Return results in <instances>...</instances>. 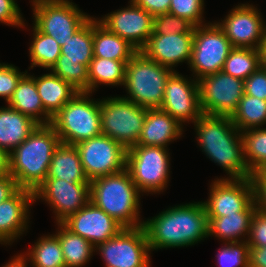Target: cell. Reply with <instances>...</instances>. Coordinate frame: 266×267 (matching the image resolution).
Masks as SVG:
<instances>
[{
  "label": "cell",
  "mask_w": 266,
  "mask_h": 267,
  "mask_svg": "<svg viewBox=\"0 0 266 267\" xmlns=\"http://www.w3.org/2000/svg\"><path fill=\"white\" fill-rule=\"evenodd\" d=\"M128 3V7L110 12L97 20L108 31L120 36L140 51L153 32L154 16L132 0Z\"/></svg>",
  "instance_id": "18"
},
{
  "label": "cell",
  "mask_w": 266,
  "mask_h": 267,
  "mask_svg": "<svg viewBox=\"0 0 266 267\" xmlns=\"http://www.w3.org/2000/svg\"><path fill=\"white\" fill-rule=\"evenodd\" d=\"M29 262L27 258L23 255V253L15 255L11 258L9 262H7L2 267H28Z\"/></svg>",
  "instance_id": "49"
},
{
  "label": "cell",
  "mask_w": 266,
  "mask_h": 267,
  "mask_svg": "<svg viewBox=\"0 0 266 267\" xmlns=\"http://www.w3.org/2000/svg\"><path fill=\"white\" fill-rule=\"evenodd\" d=\"M169 149L135 145L126 151V169L140 193L164 192L169 183Z\"/></svg>",
  "instance_id": "7"
},
{
  "label": "cell",
  "mask_w": 266,
  "mask_h": 267,
  "mask_svg": "<svg viewBox=\"0 0 266 267\" xmlns=\"http://www.w3.org/2000/svg\"><path fill=\"white\" fill-rule=\"evenodd\" d=\"M18 189L15 179L10 174L0 176V203L11 197Z\"/></svg>",
  "instance_id": "47"
},
{
  "label": "cell",
  "mask_w": 266,
  "mask_h": 267,
  "mask_svg": "<svg viewBox=\"0 0 266 267\" xmlns=\"http://www.w3.org/2000/svg\"><path fill=\"white\" fill-rule=\"evenodd\" d=\"M216 255L219 267H249V246L246 241L225 243Z\"/></svg>",
  "instance_id": "38"
},
{
  "label": "cell",
  "mask_w": 266,
  "mask_h": 267,
  "mask_svg": "<svg viewBox=\"0 0 266 267\" xmlns=\"http://www.w3.org/2000/svg\"><path fill=\"white\" fill-rule=\"evenodd\" d=\"M193 38L194 33L151 34L140 51L148 59L176 71L174 67L179 63L187 62L189 65Z\"/></svg>",
  "instance_id": "20"
},
{
  "label": "cell",
  "mask_w": 266,
  "mask_h": 267,
  "mask_svg": "<svg viewBox=\"0 0 266 267\" xmlns=\"http://www.w3.org/2000/svg\"><path fill=\"white\" fill-rule=\"evenodd\" d=\"M8 106L32 118L39 125H49L52 117L44 110L38 94L35 76L26 72L17 84Z\"/></svg>",
  "instance_id": "23"
},
{
  "label": "cell",
  "mask_w": 266,
  "mask_h": 267,
  "mask_svg": "<svg viewBox=\"0 0 266 267\" xmlns=\"http://www.w3.org/2000/svg\"><path fill=\"white\" fill-rule=\"evenodd\" d=\"M244 94L266 101V69L260 67L244 80Z\"/></svg>",
  "instance_id": "43"
},
{
  "label": "cell",
  "mask_w": 266,
  "mask_h": 267,
  "mask_svg": "<svg viewBox=\"0 0 266 267\" xmlns=\"http://www.w3.org/2000/svg\"><path fill=\"white\" fill-rule=\"evenodd\" d=\"M128 62L93 57L88 66V92L94 93L101 84L124 86Z\"/></svg>",
  "instance_id": "30"
},
{
  "label": "cell",
  "mask_w": 266,
  "mask_h": 267,
  "mask_svg": "<svg viewBox=\"0 0 266 267\" xmlns=\"http://www.w3.org/2000/svg\"><path fill=\"white\" fill-rule=\"evenodd\" d=\"M257 6L249 3L233 7L218 26L233 48L259 49L266 35V23Z\"/></svg>",
  "instance_id": "16"
},
{
  "label": "cell",
  "mask_w": 266,
  "mask_h": 267,
  "mask_svg": "<svg viewBox=\"0 0 266 267\" xmlns=\"http://www.w3.org/2000/svg\"><path fill=\"white\" fill-rule=\"evenodd\" d=\"M60 143L50 124L38 125L23 143L9 153V174L19 188L34 192L45 181L53 153Z\"/></svg>",
  "instance_id": "3"
},
{
  "label": "cell",
  "mask_w": 266,
  "mask_h": 267,
  "mask_svg": "<svg viewBox=\"0 0 266 267\" xmlns=\"http://www.w3.org/2000/svg\"><path fill=\"white\" fill-rule=\"evenodd\" d=\"M90 92H78L52 117L50 125L61 143L76 145L101 135L100 99ZM99 100V101H98Z\"/></svg>",
  "instance_id": "5"
},
{
  "label": "cell",
  "mask_w": 266,
  "mask_h": 267,
  "mask_svg": "<svg viewBox=\"0 0 266 267\" xmlns=\"http://www.w3.org/2000/svg\"><path fill=\"white\" fill-rule=\"evenodd\" d=\"M147 109L120 96L101 99V133L130 149L140 138Z\"/></svg>",
  "instance_id": "8"
},
{
  "label": "cell",
  "mask_w": 266,
  "mask_h": 267,
  "mask_svg": "<svg viewBox=\"0 0 266 267\" xmlns=\"http://www.w3.org/2000/svg\"><path fill=\"white\" fill-rule=\"evenodd\" d=\"M198 83L204 115L231 117L244 95V81L222 70L201 78Z\"/></svg>",
  "instance_id": "14"
},
{
  "label": "cell",
  "mask_w": 266,
  "mask_h": 267,
  "mask_svg": "<svg viewBox=\"0 0 266 267\" xmlns=\"http://www.w3.org/2000/svg\"><path fill=\"white\" fill-rule=\"evenodd\" d=\"M231 120L240 132L266 125V101L244 94Z\"/></svg>",
  "instance_id": "34"
},
{
  "label": "cell",
  "mask_w": 266,
  "mask_h": 267,
  "mask_svg": "<svg viewBox=\"0 0 266 267\" xmlns=\"http://www.w3.org/2000/svg\"><path fill=\"white\" fill-rule=\"evenodd\" d=\"M93 47L94 57L118 61H130L138 52L128 41L102 26L97 17H93Z\"/></svg>",
  "instance_id": "27"
},
{
  "label": "cell",
  "mask_w": 266,
  "mask_h": 267,
  "mask_svg": "<svg viewBox=\"0 0 266 267\" xmlns=\"http://www.w3.org/2000/svg\"><path fill=\"white\" fill-rule=\"evenodd\" d=\"M249 247H266V212L256 209L252 216L248 238Z\"/></svg>",
  "instance_id": "42"
},
{
  "label": "cell",
  "mask_w": 266,
  "mask_h": 267,
  "mask_svg": "<svg viewBox=\"0 0 266 267\" xmlns=\"http://www.w3.org/2000/svg\"><path fill=\"white\" fill-rule=\"evenodd\" d=\"M95 251L105 267H150V248L144 227L123 228L115 237L98 244Z\"/></svg>",
  "instance_id": "10"
},
{
  "label": "cell",
  "mask_w": 266,
  "mask_h": 267,
  "mask_svg": "<svg viewBox=\"0 0 266 267\" xmlns=\"http://www.w3.org/2000/svg\"><path fill=\"white\" fill-rule=\"evenodd\" d=\"M51 72L79 92H88V67L78 62L57 61Z\"/></svg>",
  "instance_id": "37"
},
{
  "label": "cell",
  "mask_w": 266,
  "mask_h": 267,
  "mask_svg": "<svg viewBox=\"0 0 266 267\" xmlns=\"http://www.w3.org/2000/svg\"><path fill=\"white\" fill-rule=\"evenodd\" d=\"M39 124L11 108H0V148L8 153L23 143Z\"/></svg>",
  "instance_id": "24"
},
{
  "label": "cell",
  "mask_w": 266,
  "mask_h": 267,
  "mask_svg": "<svg viewBox=\"0 0 266 267\" xmlns=\"http://www.w3.org/2000/svg\"><path fill=\"white\" fill-rule=\"evenodd\" d=\"M35 83L44 110L51 117H54L79 92L51 71L35 77Z\"/></svg>",
  "instance_id": "25"
},
{
  "label": "cell",
  "mask_w": 266,
  "mask_h": 267,
  "mask_svg": "<svg viewBox=\"0 0 266 267\" xmlns=\"http://www.w3.org/2000/svg\"><path fill=\"white\" fill-rule=\"evenodd\" d=\"M94 57L93 17H91L61 47V55L57 61H71L89 66Z\"/></svg>",
  "instance_id": "31"
},
{
  "label": "cell",
  "mask_w": 266,
  "mask_h": 267,
  "mask_svg": "<svg viewBox=\"0 0 266 267\" xmlns=\"http://www.w3.org/2000/svg\"><path fill=\"white\" fill-rule=\"evenodd\" d=\"M70 0H31L32 6L42 2H68Z\"/></svg>",
  "instance_id": "52"
},
{
  "label": "cell",
  "mask_w": 266,
  "mask_h": 267,
  "mask_svg": "<svg viewBox=\"0 0 266 267\" xmlns=\"http://www.w3.org/2000/svg\"><path fill=\"white\" fill-rule=\"evenodd\" d=\"M159 109L170 114L181 126L195 123L203 115L198 81L174 71L167 79Z\"/></svg>",
  "instance_id": "17"
},
{
  "label": "cell",
  "mask_w": 266,
  "mask_h": 267,
  "mask_svg": "<svg viewBox=\"0 0 266 267\" xmlns=\"http://www.w3.org/2000/svg\"><path fill=\"white\" fill-rule=\"evenodd\" d=\"M233 49L229 39L216 22L194 28L190 71L197 81L223 70L225 60Z\"/></svg>",
  "instance_id": "9"
},
{
  "label": "cell",
  "mask_w": 266,
  "mask_h": 267,
  "mask_svg": "<svg viewBox=\"0 0 266 267\" xmlns=\"http://www.w3.org/2000/svg\"><path fill=\"white\" fill-rule=\"evenodd\" d=\"M33 203L34 192L25 188L0 203V244L10 245L26 233Z\"/></svg>",
  "instance_id": "21"
},
{
  "label": "cell",
  "mask_w": 266,
  "mask_h": 267,
  "mask_svg": "<svg viewBox=\"0 0 266 267\" xmlns=\"http://www.w3.org/2000/svg\"><path fill=\"white\" fill-rule=\"evenodd\" d=\"M194 28L195 26L187 19L164 13L154 17L152 34L194 33Z\"/></svg>",
  "instance_id": "40"
},
{
  "label": "cell",
  "mask_w": 266,
  "mask_h": 267,
  "mask_svg": "<svg viewBox=\"0 0 266 267\" xmlns=\"http://www.w3.org/2000/svg\"><path fill=\"white\" fill-rule=\"evenodd\" d=\"M33 24L62 47L92 16L72 1L42 2L32 6Z\"/></svg>",
  "instance_id": "12"
},
{
  "label": "cell",
  "mask_w": 266,
  "mask_h": 267,
  "mask_svg": "<svg viewBox=\"0 0 266 267\" xmlns=\"http://www.w3.org/2000/svg\"><path fill=\"white\" fill-rule=\"evenodd\" d=\"M63 224L95 247L115 237L123 227L91 201L71 215Z\"/></svg>",
  "instance_id": "19"
},
{
  "label": "cell",
  "mask_w": 266,
  "mask_h": 267,
  "mask_svg": "<svg viewBox=\"0 0 266 267\" xmlns=\"http://www.w3.org/2000/svg\"><path fill=\"white\" fill-rule=\"evenodd\" d=\"M258 68H260L259 49L233 48L225 60L222 71L244 81Z\"/></svg>",
  "instance_id": "36"
},
{
  "label": "cell",
  "mask_w": 266,
  "mask_h": 267,
  "mask_svg": "<svg viewBox=\"0 0 266 267\" xmlns=\"http://www.w3.org/2000/svg\"><path fill=\"white\" fill-rule=\"evenodd\" d=\"M152 16L168 13L171 0H132Z\"/></svg>",
  "instance_id": "46"
},
{
  "label": "cell",
  "mask_w": 266,
  "mask_h": 267,
  "mask_svg": "<svg viewBox=\"0 0 266 267\" xmlns=\"http://www.w3.org/2000/svg\"><path fill=\"white\" fill-rule=\"evenodd\" d=\"M253 214L254 212H237L223 217H207L208 237H217L224 241L223 244L246 241Z\"/></svg>",
  "instance_id": "28"
},
{
  "label": "cell",
  "mask_w": 266,
  "mask_h": 267,
  "mask_svg": "<svg viewBox=\"0 0 266 267\" xmlns=\"http://www.w3.org/2000/svg\"><path fill=\"white\" fill-rule=\"evenodd\" d=\"M174 70L148 59L138 51L126 64L124 99L148 109L160 108L167 79Z\"/></svg>",
  "instance_id": "6"
},
{
  "label": "cell",
  "mask_w": 266,
  "mask_h": 267,
  "mask_svg": "<svg viewBox=\"0 0 266 267\" xmlns=\"http://www.w3.org/2000/svg\"><path fill=\"white\" fill-rule=\"evenodd\" d=\"M23 255L32 267H65L59 239L55 234L43 235Z\"/></svg>",
  "instance_id": "32"
},
{
  "label": "cell",
  "mask_w": 266,
  "mask_h": 267,
  "mask_svg": "<svg viewBox=\"0 0 266 267\" xmlns=\"http://www.w3.org/2000/svg\"><path fill=\"white\" fill-rule=\"evenodd\" d=\"M259 53H260V67L266 69V35L259 47Z\"/></svg>",
  "instance_id": "51"
},
{
  "label": "cell",
  "mask_w": 266,
  "mask_h": 267,
  "mask_svg": "<svg viewBox=\"0 0 266 267\" xmlns=\"http://www.w3.org/2000/svg\"><path fill=\"white\" fill-rule=\"evenodd\" d=\"M9 174V153L0 148V176Z\"/></svg>",
  "instance_id": "50"
},
{
  "label": "cell",
  "mask_w": 266,
  "mask_h": 267,
  "mask_svg": "<svg viewBox=\"0 0 266 267\" xmlns=\"http://www.w3.org/2000/svg\"><path fill=\"white\" fill-rule=\"evenodd\" d=\"M251 178L257 208L266 212V169L253 173Z\"/></svg>",
  "instance_id": "45"
},
{
  "label": "cell",
  "mask_w": 266,
  "mask_h": 267,
  "mask_svg": "<svg viewBox=\"0 0 266 267\" xmlns=\"http://www.w3.org/2000/svg\"><path fill=\"white\" fill-rule=\"evenodd\" d=\"M89 181L119 173L126 168V151L118 141L99 135L75 145Z\"/></svg>",
  "instance_id": "13"
},
{
  "label": "cell",
  "mask_w": 266,
  "mask_h": 267,
  "mask_svg": "<svg viewBox=\"0 0 266 267\" xmlns=\"http://www.w3.org/2000/svg\"><path fill=\"white\" fill-rule=\"evenodd\" d=\"M203 201L207 217H223L237 212H255L254 184L251 177L243 179L216 178Z\"/></svg>",
  "instance_id": "11"
},
{
  "label": "cell",
  "mask_w": 266,
  "mask_h": 267,
  "mask_svg": "<svg viewBox=\"0 0 266 267\" xmlns=\"http://www.w3.org/2000/svg\"><path fill=\"white\" fill-rule=\"evenodd\" d=\"M150 251L187 247L208 238V218L202 201L169 207L144 221Z\"/></svg>",
  "instance_id": "1"
},
{
  "label": "cell",
  "mask_w": 266,
  "mask_h": 267,
  "mask_svg": "<svg viewBox=\"0 0 266 267\" xmlns=\"http://www.w3.org/2000/svg\"><path fill=\"white\" fill-rule=\"evenodd\" d=\"M181 126L170 114L155 108L147 109L137 145L166 147L183 135Z\"/></svg>",
  "instance_id": "22"
},
{
  "label": "cell",
  "mask_w": 266,
  "mask_h": 267,
  "mask_svg": "<svg viewBox=\"0 0 266 267\" xmlns=\"http://www.w3.org/2000/svg\"><path fill=\"white\" fill-rule=\"evenodd\" d=\"M55 235L61 244L65 267H82L90 260L95 246L89 241L70 231L63 223H58Z\"/></svg>",
  "instance_id": "29"
},
{
  "label": "cell",
  "mask_w": 266,
  "mask_h": 267,
  "mask_svg": "<svg viewBox=\"0 0 266 267\" xmlns=\"http://www.w3.org/2000/svg\"><path fill=\"white\" fill-rule=\"evenodd\" d=\"M20 72L19 68L13 64L0 63V97L4 98L6 103L10 100L18 82L26 73Z\"/></svg>",
  "instance_id": "41"
},
{
  "label": "cell",
  "mask_w": 266,
  "mask_h": 267,
  "mask_svg": "<svg viewBox=\"0 0 266 267\" xmlns=\"http://www.w3.org/2000/svg\"><path fill=\"white\" fill-rule=\"evenodd\" d=\"M197 142L204 154L220 165L227 179L252 176L244 160L241 132L230 116L202 115L195 123Z\"/></svg>",
  "instance_id": "2"
},
{
  "label": "cell",
  "mask_w": 266,
  "mask_h": 267,
  "mask_svg": "<svg viewBox=\"0 0 266 267\" xmlns=\"http://www.w3.org/2000/svg\"><path fill=\"white\" fill-rule=\"evenodd\" d=\"M47 178L63 179L69 183H90L75 145L64 143H60L53 153Z\"/></svg>",
  "instance_id": "26"
},
{
  "label": "cell",
  "mask_w": 266,
  "mask_h": 267,
  "mask_svg": "<svg viewBox=\"0 0 266 267\" xmlns=\"http://www.w3.org/2000/svg\"><path fill=\"white\" fill-rule=\"evenodd\" d=\"M40 199L53 208L55 223H63L90 202V183H69L63 179L46 178L34 190V202Z\"/></svg>",
  "instance_id": "15"
},
{
  "label": "cell",
  "mask_w": 266,
  "mask_h": 267,
  "mask_svg": "<svg viewBox=\"0 0 266 267\" xmlns=\"http://www.w3.org/2000/svg\"><path fill=\"white\" fill-rule=\"evenodd\" d=\"M204 0H171L168 13L187 19L195 27L207 24L202 19Z\"/></svg>",
  "instance_id": "39"
},
{
  "label": "cell",
  "mask_w": 266,
  "mask_h": 267,
  "mask_svg": "<svg viewBox=\"0 0 266 267\" xmlns=\"http://www.w3.org/2000/svg\"><path fill=\"white\" fill-rule=\"evenodd\" d=\"M33 41L29 47L30 68L41 67L51 70L61 55V46L51 36L42 33L33 24Z\"/></svg>",
  "instance_id": "33"
},
{
  "label": "cell",
  "mask_w": 266,
  "mask_h": 267,
  "mask_svg": "<svg viewBox=\"0 0 266 267\" xmlns=\"http://www.w3.org/2000/svg\"><path fill=\"white\" fill-rule=\"evenodd\" d=\"M20 7L15 0H0V23L25 28Z\"/></svg>",
  "instance_id": "44"
},
{
  "label": "cell",
  "mask_w": 266,
  "mask_h": 267,
  "mask_svg": "<svg viewBox=\"0 0 266 267\" xmlns=\"http://www.w3.org/2000/svg\"><path fill=\"white\" fill-rule=\"evenodd\" d=\"M244 160L249 171L266 169V128L256 127L241 132Z\"/></svg>",
  "instance_id": "35"
},
{
  "label": "cell",
  "mask_w": 266,
  "mask_h": 267,
  "mask_svg": "<svg viewBox=\"0 0 266 267\" xmlns=\"http://www.w3.org/2000/svg\"><path fill=\"white\" fill-rule=\"evenodd\" d=\"M140 192L129 171L98 177L90 181V201L123 228L142 227Z\"/></svg>",
  "instance_id": "4"
},
{
  "label": "cell",
  "mask_w": 266,
  "mask_h": 267,
  "mask_svg": "<svg viewBox=\"0 0 266 267\" xmlns=\"http://www.w3.org/2000/svg\"><path fill=\"white\" fill-rule=\"evenodd\" d=\"M249 267H266V247H249Z\"/></svg>",
  "instance_id": "48"
}]
</instances>
